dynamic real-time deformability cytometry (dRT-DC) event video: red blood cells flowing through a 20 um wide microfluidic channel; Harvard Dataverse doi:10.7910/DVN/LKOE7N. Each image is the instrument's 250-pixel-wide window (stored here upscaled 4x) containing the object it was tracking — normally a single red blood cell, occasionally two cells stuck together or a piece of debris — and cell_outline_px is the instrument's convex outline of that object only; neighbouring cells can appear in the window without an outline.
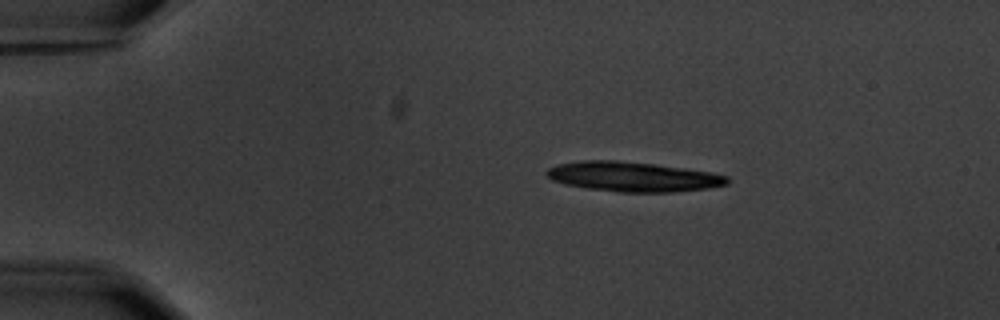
{"species": "common noctule bat (a hibernating species)", "species_latin": "Nyctalus noctula", "temperature_condition": "warm", "stored_images_in_passage": 5, "camera_frame_rate_fps": 3000, "um_per_image_px": 0.085, "animal": {"sex": "male", "body_mass_g": 20.1, "forearm_length_mm": 53.5}, "frame": {"image": 1, "passage_image": 2, "time_ms": 1.333, "image_size_px": [1000, 320], "cell_outline_px": [[732, 180], [728, 184], [708, 188], [672, 192], [620, 192], [588, 188], [564, 184], [552, 180], [544, 172], [548, 168], [556, 164], [580, 160], [616, 160], [656, 164], [712, 172], [728, 176]], "centroid_in_image_um": [53.81, 15.01], "position_along_channel_um": 31.2, "area_um2": 31.56}}